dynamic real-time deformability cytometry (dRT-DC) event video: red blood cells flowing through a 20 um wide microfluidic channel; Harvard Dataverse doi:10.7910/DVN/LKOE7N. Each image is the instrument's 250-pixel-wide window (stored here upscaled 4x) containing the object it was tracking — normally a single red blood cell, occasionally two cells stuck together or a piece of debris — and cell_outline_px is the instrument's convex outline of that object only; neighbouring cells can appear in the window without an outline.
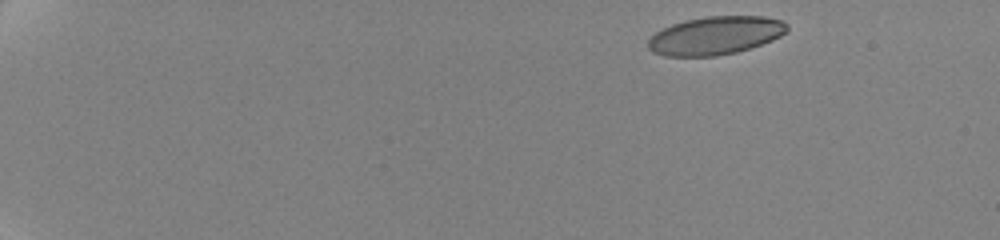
{"species": "human", "species_latin": "Homo sapiens", "temperature_condition": "cold", "stored_images_in_passage": 43, "camera_frame_rate_fps": 3000, "um_per_image_px": 0.085, "donor": {"sex": "female"}, "frame": {"image": 1, "passage_image": 1, "time_ms": 0.0, "image_size_px": [1000, 240], "cell_outline_px": [[788, 28], [780, 36], [772, 40], [736, 52], [716, 56], [664, 56], [652, 52], [648, 48], [648, 40], [656, 32], [672, 24], [688, 20], [708, 16], [764, 16], [784, 20], [788, 24]], "centroid_in_image_um": [60.81, 3.02], "position_along_channel_um": 24.2, "area_um2": 30.81}}
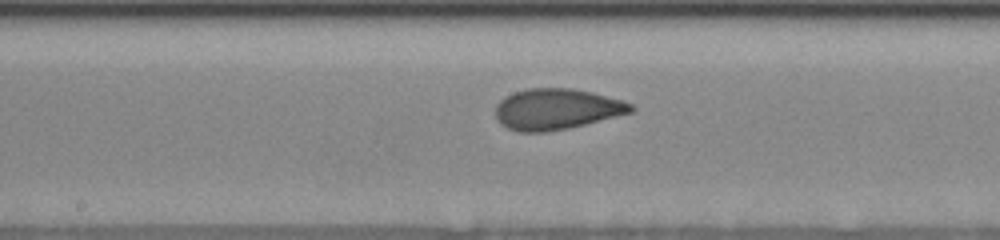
{"frame": {"image": 2, "passage_image": 21, "time_ms": 9.0, "image_size_px": [1000, 240], "cell_outline_px": [[636, 108], [632, 112], [568, 128], [544, 132], [520, 132], [508, 128], [500, 124], [496, 120], [496, 104], [504, 96], [528, 88], [572, 88], [592, 92], [620, 100], [632, 104]], "centroid_in_image_um": [47.27, 9.27], "position_along_channel_um": 200.9, "area_um2": 32.14}}
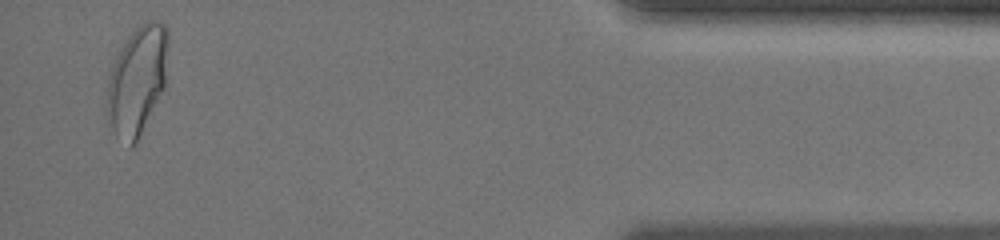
{"frame": {"image": 3, "passage_image": 42, "time_ms": 16.667, "image_size_px": [1000, 240], "cell_outline_px": [[168, 48], [164, 88], [136, 144], [132, 148], [128, 148], [116, 136], [112, 128], [108, 100], [108, 76], [112, 64], [120, 48], [128, 36], [144, 20], [156, 20], [164, 24], [168, 28]], "centroid_in_image_um": [11.69, 6.8], "position_along_channel_um": 423.5, "area_um2": 38.67}, "authors_computed_cell_mechanics": {"area_um2": 32.1368, "velocity_mm_per_s": 3.5216, "shape_relaxation_time_tau1_ms": 5.4434, "shape_relaxation_time_tau2_ms": 0.9287, "deformation_change_tau1": 0.15, "deformation_change_tau2": 0.0509}}